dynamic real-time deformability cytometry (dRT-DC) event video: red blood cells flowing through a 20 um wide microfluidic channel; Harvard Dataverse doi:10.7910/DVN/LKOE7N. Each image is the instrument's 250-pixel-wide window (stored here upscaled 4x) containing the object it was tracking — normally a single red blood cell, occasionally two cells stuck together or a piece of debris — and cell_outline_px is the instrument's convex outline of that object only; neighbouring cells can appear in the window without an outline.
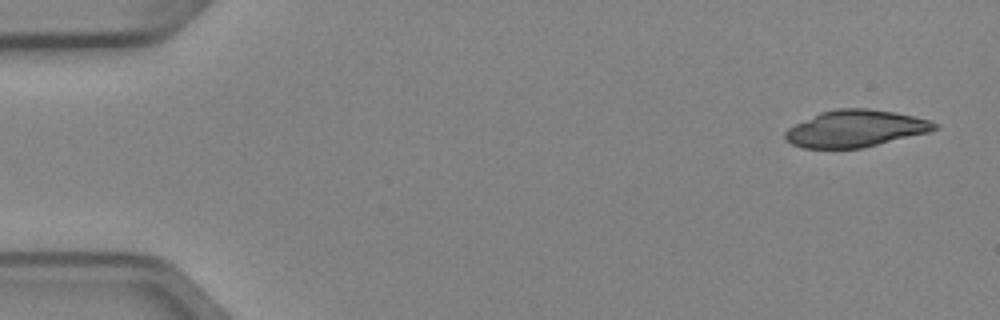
{"species": "Egyptian fruit bat (a non-hibernating species)", "species_latin": "Rousettus aegyptiacus", "temperature_condition": "cold", "stored_images_in_passage": 5, "camera_frame_rate_fps": 3000, "um_per_image_px": 0.085, "animal": {"sex": "female"}, "frame": {"image": 1, "passage_image": 1, "time_ms": 0.0, "image_size_px": [1000, 320], "cell_outline_px": [[940, 128], [928, 132], [864, 148], [804, 148], [792, 144], [784, 140], [784, 132], [788, 128], [820, 112], [836, 108], [868, 108], [892, 112], [932, 120], [940, 124]], "centroid_in_image_um": [72.73, 10.93], "position_along_channel_um": 12.3, "area_um2": 32.19}}